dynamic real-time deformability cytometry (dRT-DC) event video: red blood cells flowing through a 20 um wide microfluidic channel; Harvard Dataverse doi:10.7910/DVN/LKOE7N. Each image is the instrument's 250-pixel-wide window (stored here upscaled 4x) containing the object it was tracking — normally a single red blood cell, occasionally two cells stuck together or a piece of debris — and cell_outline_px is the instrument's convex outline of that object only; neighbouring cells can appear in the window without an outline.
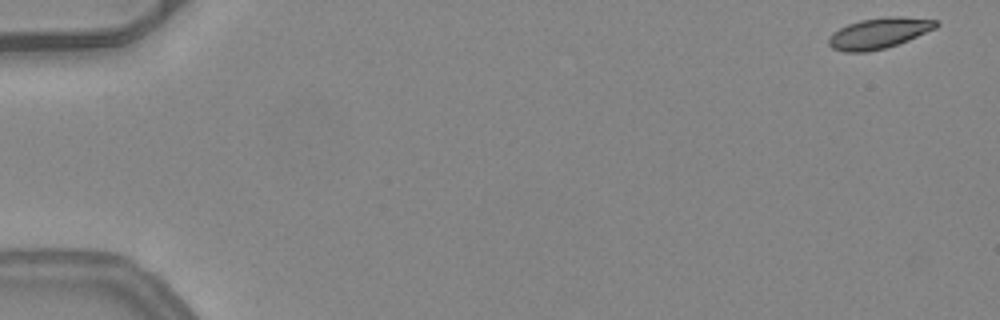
{"species": "common noctule bat (a hibernating species)", "species_latin": "Nyctalus noctula", "temperature_condition": "warm", "stored_images_in_passage": 9, "camera_frame_rate_fps": 3000, "um_per_image_px": 0.085, "animal": {"sex": "female", "body_mass_g": 24.6, "forearm_length_mm": 56.2}, "frame": {"image": 1, "passage_image": 1, "time_ms": 0.0, "image_size_px": [1000, 320], "cell_outline_px": [[940, 24], [936, 28], [908, 40], [884, 48], [864, 52], [844, 52], [832, 48], [828, 44], [828, 36], [832, 32], [848, 24], [860, 20], [888, 16], [900, 16], [936, 20]], "centroid_in_image_um": [74.69, 2.81], "position_along_channel_um": 10.3, "area_um2": 19.19}}